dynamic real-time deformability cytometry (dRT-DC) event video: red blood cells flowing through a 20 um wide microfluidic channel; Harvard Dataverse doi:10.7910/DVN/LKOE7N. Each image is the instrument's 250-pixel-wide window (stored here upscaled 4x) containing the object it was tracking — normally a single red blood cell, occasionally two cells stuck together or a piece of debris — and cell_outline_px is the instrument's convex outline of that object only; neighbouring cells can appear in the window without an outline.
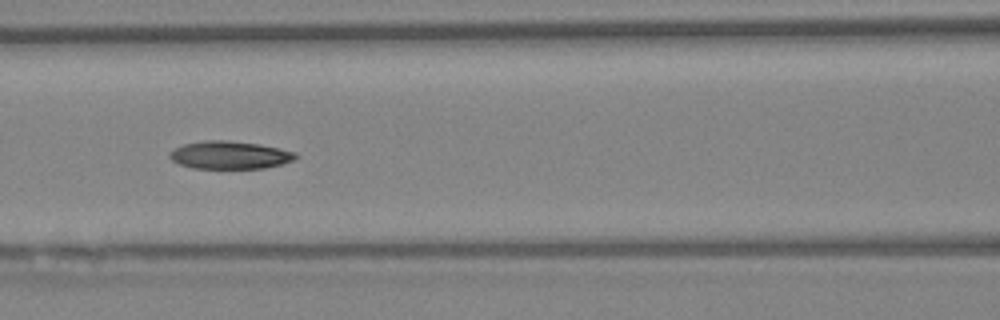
{"species": "Egyptian fruit bat (a non-hibernating species)", "species_latin": "Rousettus aegyptiacus", "temperature_condition": "warm", "stored_images_in_passage": 23, "camera_frame_rate_fps": 3000, "um_per_image_px": 0.085, "animal": {"sex": "female"}, "frame": {"image": 1, "passage_image": 10, "time_ms": 3.0, "image_size_px": [1000, 320], "cell_outline_px": [[300, 156], [296, 160], [264, 168], [192, 168], [180, 164], [172, 160], [168, 156], [168, 152], [184, 144], [204, 140], [224, 140], [256, 144], [296, 152]], "centroid_in_image_um": [19.52, 13.18], "position_along_channel_um": 147.1, "area_um2": 20.29}}
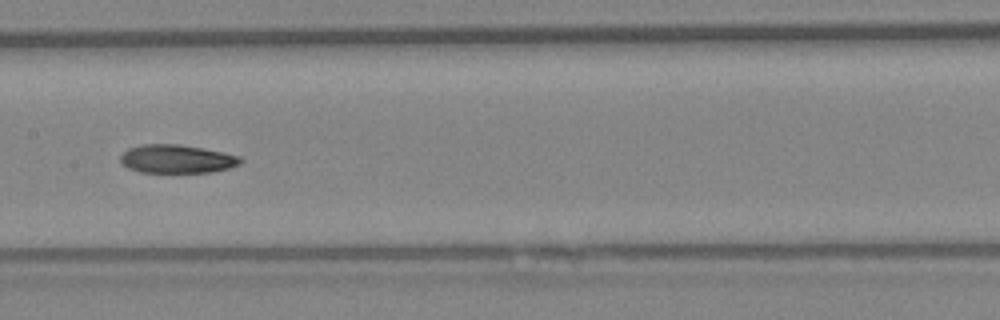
{"frame": {"image": 2, "passage_image": 14, "time_ms": 4.333, "image_size_px": [1000, 320], "cell_outline_px": [[244, 160], [240, 164], [228, 168], [212, 172], [140, 172], [128, 168], [120, 160], [120, 156], [128, 148], [144, 144], [180, 144], [224, 152], [240, 156]], "centroid_in_image_um": [15.05, 13.5], "position_along_channel_um": 192.3, "area_um2": 19.88}}